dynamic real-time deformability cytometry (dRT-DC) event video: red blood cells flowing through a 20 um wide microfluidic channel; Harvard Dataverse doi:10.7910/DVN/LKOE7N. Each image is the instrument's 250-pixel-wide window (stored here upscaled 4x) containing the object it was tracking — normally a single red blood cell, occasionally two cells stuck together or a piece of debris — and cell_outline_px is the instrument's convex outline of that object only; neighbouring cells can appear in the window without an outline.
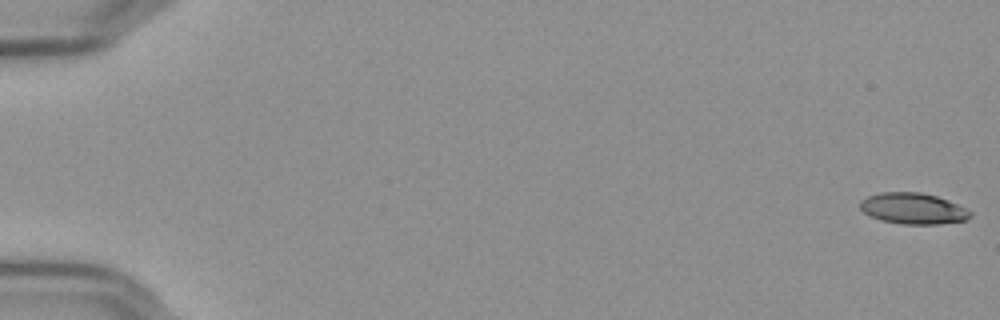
{"species": "Egyptian fruit bat (a non-hibernating species)", "species_latin": "Rousettus aegyptiacus", "temperature_condition": "cold", "stored_images_in_passage": 57, "camera_frame_rate_fps": 3000, "um_per_image_px": 0.085, "frame": {"image": 1, "passage_image": 1, "time_ms": 0.0, "image_size_px": [1000, 320], "cell_outline_px": [[972, 216], [964, 220], [936, 224], [900, 224], [880, 220], [864, 212], [860, 208], [860, 200], [868, 196], [880, 192], [920, 192], [936, 196], [948, 200], [972, 212]], "centroid_in_image_um": [77.59, 17.72], "position_along_channel_um": 7.4, "area_um2": 19.83}}
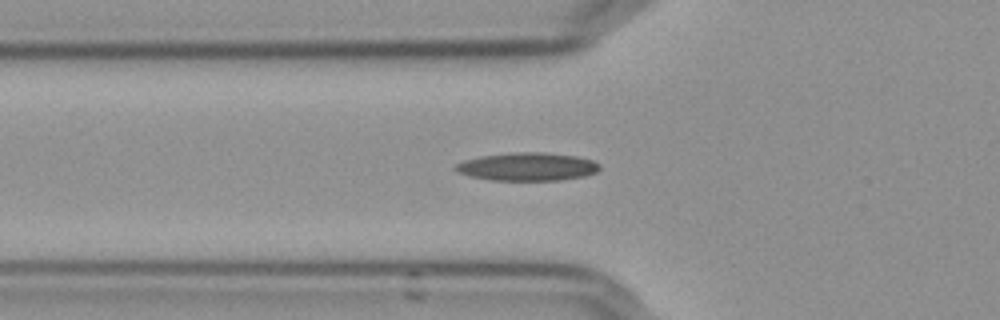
{"frame": {"image": 2, "passage_image": 21, "time_ms": 6.667, "image_size_px": [1000, 320], "cell_outline_px": [[600, 168], [596, 172], [584, 176], [560, 180], [492, 180], [472, 176], [460, 172], [452, 168], [456, 164], [464, 160], [480, 156], [516, 152], [544, 152], [576, 156], [592, 160], [600, 164]], "centroid_in_image_um": [44.85, 14.16], "position_along_channel_um": 81.0, "area_um2": 23.47}}
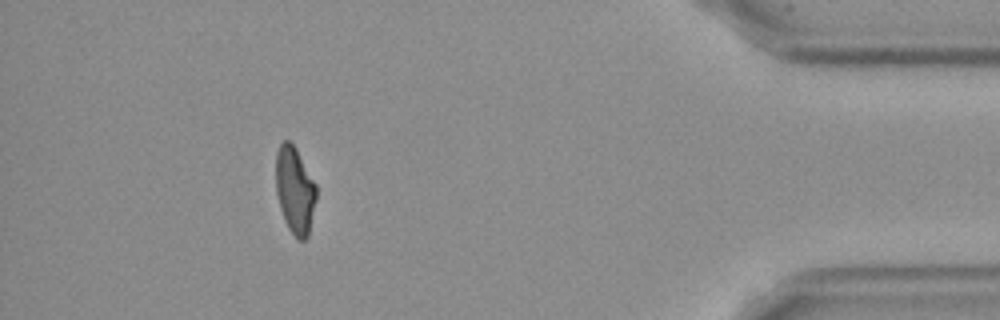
{"frame": {"image": 3, "passage_image": 52, "time_ms": 17.0, "image_size_px": [1000, 320], "cell_outline_px": [[316, 200], [308, 236], [304, 240], [300, 240], [288, 228], [284, 220], [280, 208], [276, 192], [276, 152], [280, 144], [284, 140], [288, 140], [296, 148], [316, 184]], "centroid_in_image_um": [25.06, 16.15], "position_along_channel_um": 410.1, "area_um2": 20.4}, "authors_computed_cell_mechanics": {"area_um2": 21.0392, "velocity_mm_per_s": 3.6386, "shape_relaxation_time_tau1_ms": 7.0462, "shape_relaxation_time_tau2_ms": 4.6979, "deformation_change_tau1": 0.1991, "deformation_change_tau2": 0.1197}}